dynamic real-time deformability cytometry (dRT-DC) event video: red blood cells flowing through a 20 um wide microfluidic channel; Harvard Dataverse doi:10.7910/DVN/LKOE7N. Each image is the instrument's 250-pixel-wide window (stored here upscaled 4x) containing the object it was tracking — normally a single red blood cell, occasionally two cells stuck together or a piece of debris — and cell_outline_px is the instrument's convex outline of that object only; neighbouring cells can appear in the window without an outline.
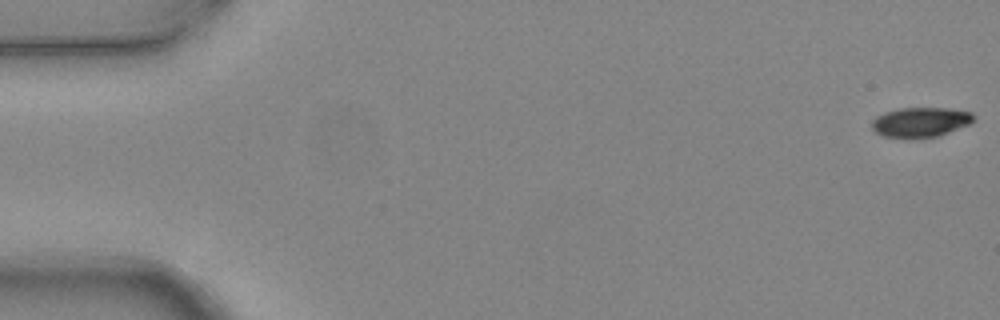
{"species": "common noctule bat (a hibernating species)", "species_latin": "Nyctalus noctula", "temperature_condition": "warm", "stored_images_in_passage": 5, "camera_frame_rate_fps": 3000, "um_per_image_px": 0.085, "animal": {"sex": "female", "body_mass_g": 24.6, "forearm_length_mm": 56.2}, "frame": {"image": 1, "passage_image": 1, "time_ms": 0.0, "image_size_px": [1000, 320], "cell_outline_px": [[976, 116], [968, 124], [940, 136], [912, 140], [884, 136], [876, 132], [872, 128], [872, 120], [876, 116], [884, 112], [900, 108], [948, 108], [972, 112]], "centroid_in_image_um": [78.22, 10.4], "position_along_channel_um": 6.8, "area_um2": 18.03}}
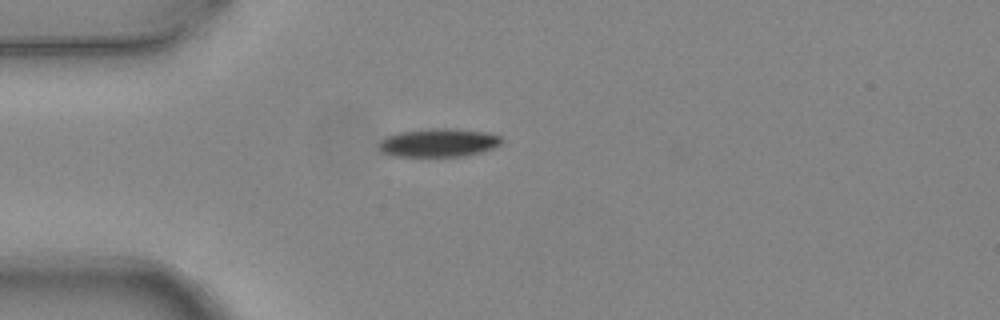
{"frame": {"image": 2, "passage_image": 5, "time_ms": 1.333, "image_size_px": [1000, 320], "cell_outline_px": [[504, 140], [500, 144], [492, 148], [480, 152], [464, 156], [392, 156], [384, 152], [380, 148], [380, 140], [396, 132], [432, 128], [448, 128], [488, 132], [500, 136]], "centroid_in_image_um": [37.3, 12.12], "position_along_channel_um": 47.7, "area_um2": 20.23}}